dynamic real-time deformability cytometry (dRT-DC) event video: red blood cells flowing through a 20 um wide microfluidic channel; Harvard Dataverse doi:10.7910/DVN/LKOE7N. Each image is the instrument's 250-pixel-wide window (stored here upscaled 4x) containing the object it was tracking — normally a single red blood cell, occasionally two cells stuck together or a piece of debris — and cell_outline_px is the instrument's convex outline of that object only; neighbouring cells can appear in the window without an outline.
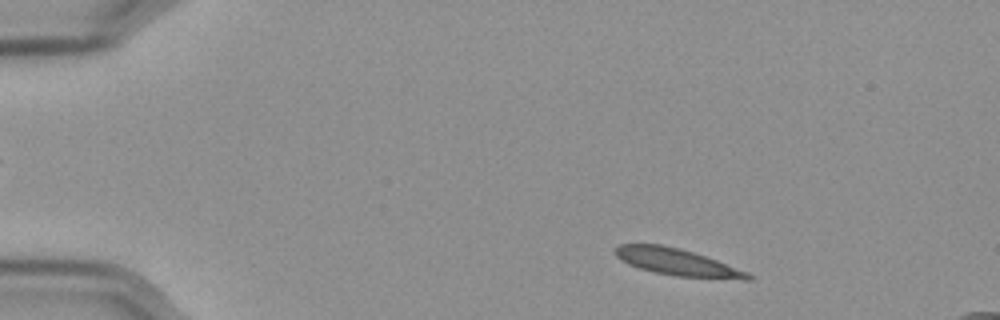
{"species": "Egyptian fruit bat (a non-hibernating species)", "species_latin": "Rousettus aegyptiacus", "temperature_condition": "cold", "stored_images_in_passage": 53, "camera_frame_rate_fps": 3000, "um_per_image_px": 0.085, "frame": {"image": 1, "passage_image": 5, "time_ms": 1.333, "image_size_px": [1000, 320], "cell_outline_px": [[752, 280], [744, 280], [676, 276], [656, 272], [640, 268], [628, 264], [620, 260], [616, 256], [612, 248], [620, 244], [660, 244], [680, 248], [716, 260], [748, 272], [752, 276]], "centroid_in_image_um": [57.53, 22.28], "position_along_channel_um": 27.5, "area_um2": 20.75}}
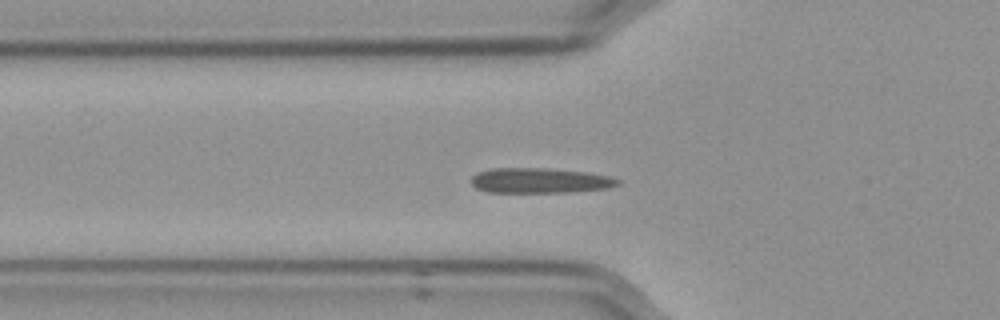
{"frame": {"image": 2, "passage_image": 16, "time_ms": 5.0, "image_size_px": [1000, 320], "cell_outline_px": [[620, 184], [608, 188], [572, 192], [488, 192], [476, 188], [472, 184], [472, 176], [476, 172], [492, 168], [544, 168], [584, 172], [608, 176], [620, 180]], "centroid_in_image_um": [45.86, 15.35], "position_along_channel_um": 79.9, "area_um2": 21.39}}
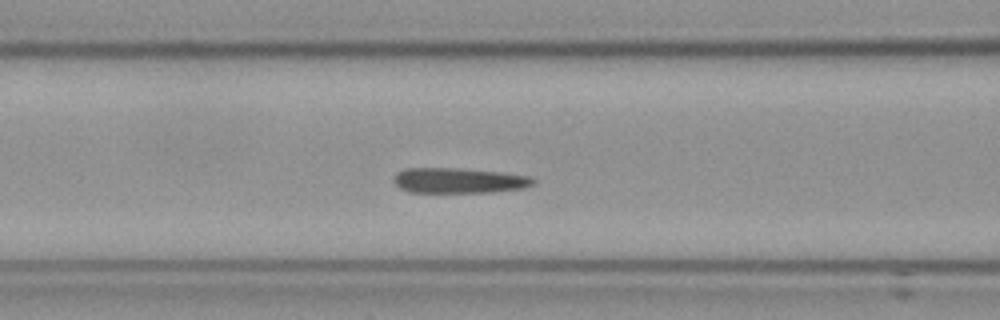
{"frame": {"image": 3, "passage_image": 20, "time_ms": 6.333, "image_size_px": [1000, 320], "cell_outline_px": [[536, 184], [524, 188], [492, 192], [408, 192], [400, 188], [392, 180], [396, 172], [408, 168], [456, 168], [500, 172], [532, 176], [536, 180]], "centroid_in_image_um": [39.03, 15.34], "position_along_channel_um": 127.6, "area_um2": 20.69}, "authors_computed_cell_mechanics": {"area_um2": 20.7502, "velocity_mm_per_s": 3.5436, "shape_relaxation_time_tau1_ms": null, "shape_relaxation_time_tau2_ms": 1.7814, "deformation_change_tau1": null, "deformation_change_tau2": 0.068}}